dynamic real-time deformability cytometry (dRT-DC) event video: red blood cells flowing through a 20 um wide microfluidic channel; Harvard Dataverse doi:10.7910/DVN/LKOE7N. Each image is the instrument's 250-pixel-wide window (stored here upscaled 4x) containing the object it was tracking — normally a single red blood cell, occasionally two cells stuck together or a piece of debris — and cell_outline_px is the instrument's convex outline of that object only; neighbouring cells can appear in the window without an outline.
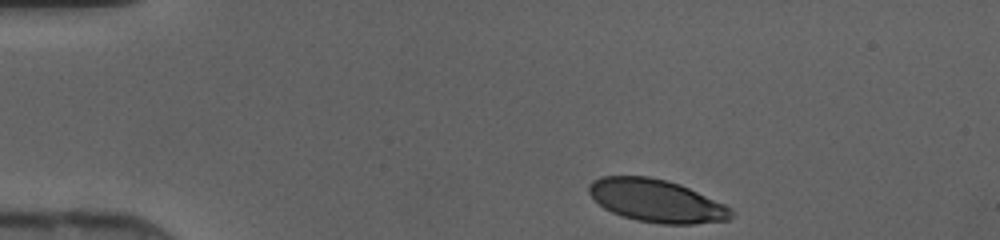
{"species": "human", "species_latin": "Homo sapiens", "temperature_condition": "cold", "stored_images_in_passage": 35, "camera_frame_rate_fps": 3000, "um_per_image_px": 0.085, "donor": {"sex": "female"}, "frame": {"image": 1, "passage_image": 1, "time_ms": 0.0, "image_size_px": [1000, 240], "cell_outline_px": [[736, 212], [728, 220], [692, 224], [660, 224], [636, 220], [612, 212], [604, 208], [588, 192], [588, 184], [592, 180], [600, 176], [648, 176], [680, 184], [724, 204], [732, 208]], "centroid_in_image_um": [55.8, 17.07], "position_along_channel_um": 29.2, "area_um2": 35.37}}
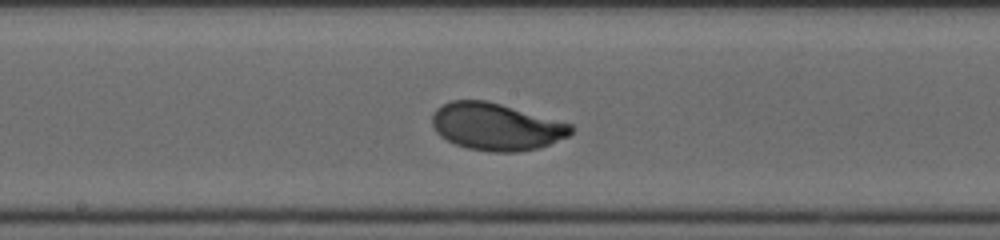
{"frame": {"image": 2, "passage_image": 18, "time_ms": 5.667, "image_size_px": [1000, 240], "cell_outline_px": [[576, 128], [568, 136], [540, 148], [520, 152], [492, 152], [468, 148], [456, 144], [440, 136], [436, 132], [432, 124], [432, 116], [436, 108], [452, 100], [484, 100], [500, 104], [572, 124]], "centroid_in_image_um": [42.19, 10.78], "position_along_channel_um": 206.0, "area_um2": 38.09}}
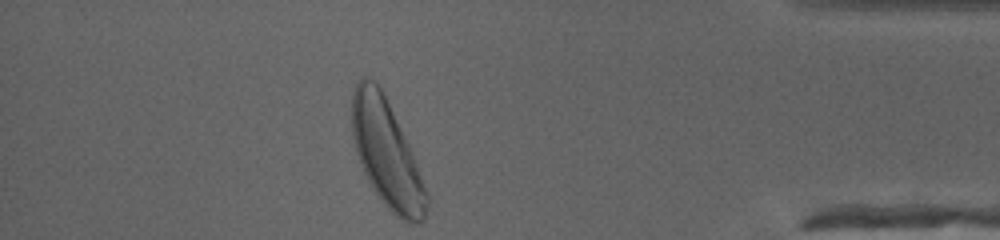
{"frame": {"image": 3, "passage_image": 34, "time_ms": 11.0, "image_size_px": [1000, 240], "cell_outline_px": [[428, 204], [424, 220], [416, 224], [404, 220], [396, 216], [384, 204], [368, 180], [360, 164], [356, 152], [352, 136], [352, 92], [360, 76], [368, 76], [376, 80], [384, 92], [412, 152], [428, 196]], "centroid_in_image_um": [32.84, 13.0], "position_along_channel_um": 402.4, "area_um2": 46.36}}